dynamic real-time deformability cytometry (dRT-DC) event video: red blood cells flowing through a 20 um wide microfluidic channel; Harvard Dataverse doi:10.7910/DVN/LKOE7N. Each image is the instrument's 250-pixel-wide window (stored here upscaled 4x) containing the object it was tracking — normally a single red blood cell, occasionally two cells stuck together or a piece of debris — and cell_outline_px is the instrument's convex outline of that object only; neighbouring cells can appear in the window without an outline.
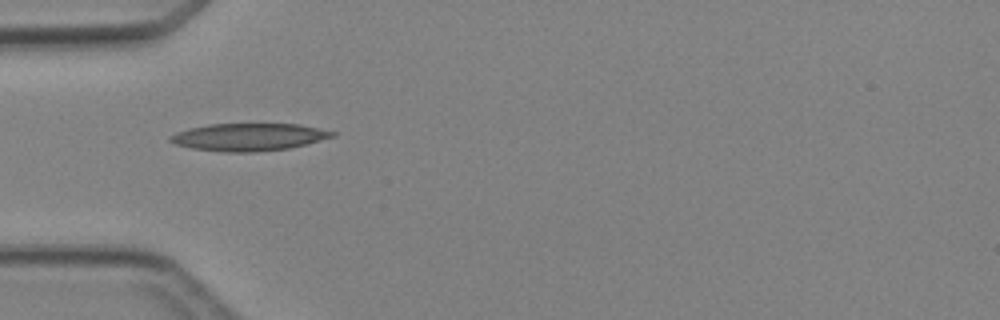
{"species": "Egyptian fruit bat (a non-hibernating species)", "species_latin": "Rousettus aegyptiacus", "temperature_condition": "cold", "stored_images_in_passage": 5, "camera_frame_rate_fps": 3000, "um_per_image_px": 0.085, "animal": {"sex": "female"}, "frame": {"image": 1, "passage_image": 4, "time_ms": 4.667, "image_size_px": [1000, 320], "cell_outline_px": [[336, 136], [288, 148], [252, 152], [224, 152], [192, 148], [176, 144], [168, 140], [168, 136], [176, 132], [208, 124], [300, 124], [336, 132]], "centroid_in_image_um": [21.13, 11.64], "position_along_channel_um": 63.9, "area_um2": 25.72}}
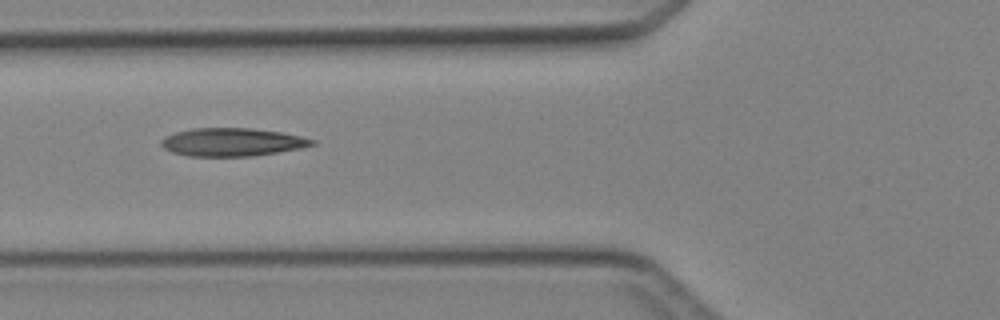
{"frame": {"image": 2, "passage_image": 5, "time_ms": 5.667, "image_size_px": [1000, 320], "cell_outline_px": [[316, 144], [300, 148], [252, 156], [188, 156], [172, 152], [164, 148], [160, 144], [160, 140], [176, 132], [192, 128], [252, 128], [280, 132], [300, 136], [316, 140]], "centroid_in_image_um": [19.72, 12.07], "position_along_channel_um": 106.1, "area_um2": 24.57}}